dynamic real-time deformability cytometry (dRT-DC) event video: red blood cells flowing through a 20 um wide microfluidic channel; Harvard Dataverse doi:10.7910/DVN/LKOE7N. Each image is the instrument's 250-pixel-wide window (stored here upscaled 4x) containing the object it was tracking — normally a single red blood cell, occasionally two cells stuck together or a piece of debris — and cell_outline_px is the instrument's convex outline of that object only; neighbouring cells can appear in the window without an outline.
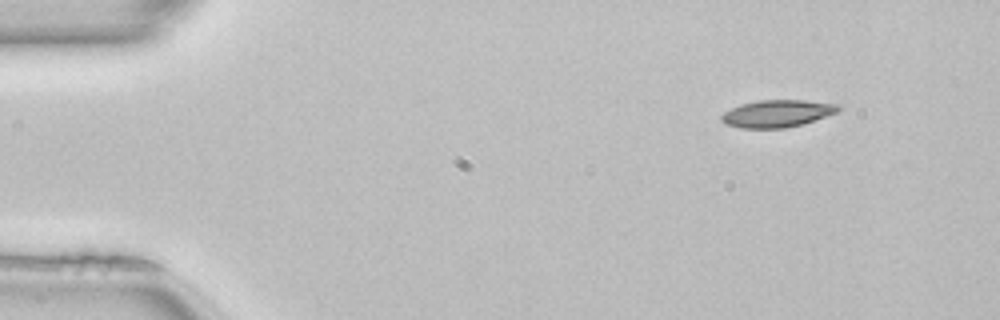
{"species": "common noctule bat (a hibernating species)", "species_latin": "Nyctalus noctula", "temperature_condition": "room temperature", "stored_images_in_passage": 46, "camera_frame_rate_fps": 3000, "um_per_image_px": 0.085, "animal": {"sex": "female", "body_mass_g": 22.7, "forearm_length_mm": 54.2}, "frame": {"image": 1, "passage_image": 1, "time_ms": 0.0, "image_size_px": [1000, 320], "cell_outline_px": [[840, 108], [836, 112], [804, 124], [784, 128], [740, 128], [724, 124], [720, 120], [720, 116], [724, 112], [740, 104], [760, 100], [804, 100], [836, 104]], "centroid_in_image_um": [66.0, 9.66], "position_along_channel_um": 19.0, "area_um2": 18.5}}
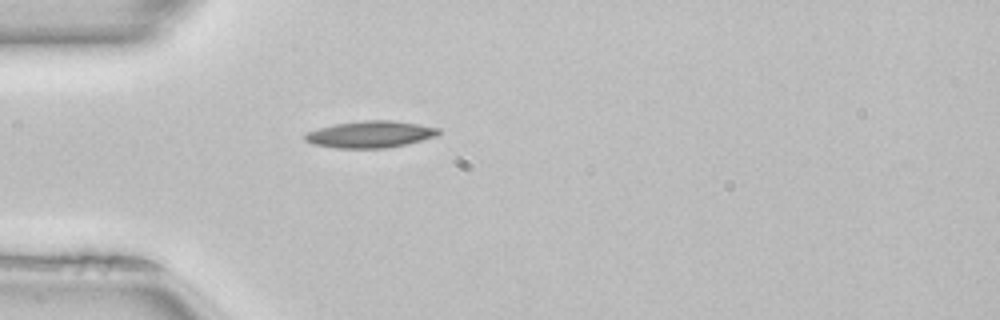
{"frame": {"image": 2, "passage_image": 10, "time_ms": 3.0, "image_size_px": [1000, 320], "cell_outline_px": [[440, 132], [436, 136], [408, 144], [384, 148], [336, 148], [312, 144], [304, 140], [304, 132], [332, 124], [364, 120], [392, 120], [440, 128]], "centroid_in_image_um": [31.42, 11.42], "position_along_channel_um": 53.6, "area_um2": 20.98}}